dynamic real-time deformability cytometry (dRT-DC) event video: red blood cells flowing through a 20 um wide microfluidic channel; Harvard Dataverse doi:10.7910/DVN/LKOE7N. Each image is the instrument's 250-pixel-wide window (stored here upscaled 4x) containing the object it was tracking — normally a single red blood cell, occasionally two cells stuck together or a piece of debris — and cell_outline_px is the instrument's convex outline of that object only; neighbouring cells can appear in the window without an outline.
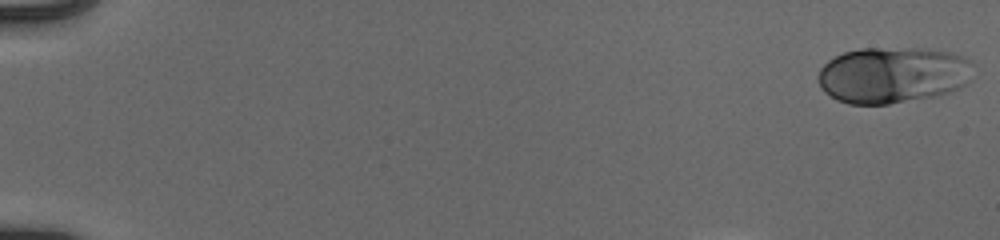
{"species": "human", "species_latin": "Homo sapiens", "temperature_condition": "cold", "stored_images_in_passage": 42, "camera_frame_rate_fps": 3000, "um_per_image_px": 0.085, "donor": {"sex": "male"}, "frame": {"image": 1, "passage_image": 1, "time_ms": 0.0, "image_size_px": [1000, 240], "cell_outline_px": [[968, 60], [964, 84], [956, 88], [932, 96], [888, 104], [848, 104], [836, 100], [824, 92], [820, 88], [820, 68], [828, 60], [844, 52], [860, 48], [916, 48], [952, 52], [964, 56]], "centroid_in_image_um": [75.76, 6.36], "position_along_channel_um": 9.2, "area_um2": 49.88}}
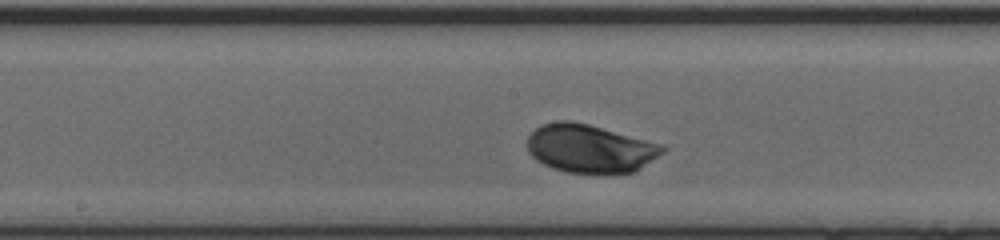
{"frame": {"image": 2, "passage_image": 25, "time_ms": 8.0, "image_size_px": [1000, 240], "cell_outline_px": [[668, 148], [664, 152], [636, 172], [604, 176], [596, 176], [564, 172], [552, 168], [536, 160], [528, 152], [528, 136], [536, 128], [544, 124], [556, 120], [572, 120], [588, 124], [664, 144]], "centroid_in_image_um": [50.19, 12.67], "position_along_channel_um": 198.0, "area_um2": 39.19}}
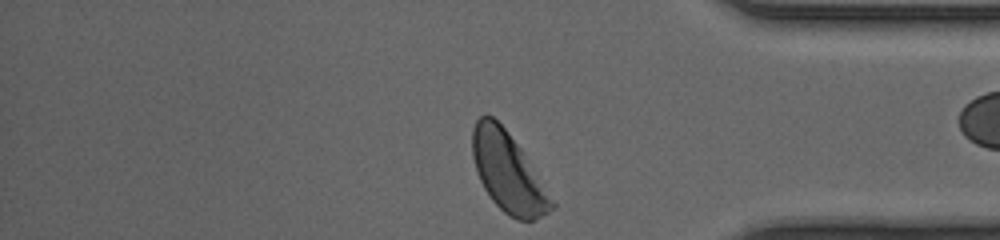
{"frame": {"image": 3, "passage_image": 41, "time_ms": 13.333, "image_size_px": [1000, 240], "cell_outline_px": [[556, 208], [532, 220], [516, 220], [504, 212], [492, 200], [484, 188], [476, 172], [472, 156], [472, 128], [476, 120], [480, 116], [492, 116], [504, 128], [520, 148], [556, 204]], "centroid_in_image_um": [43.16, 14.65], "position_along_channel_um": 392.0, "area_um2": 36.13}}